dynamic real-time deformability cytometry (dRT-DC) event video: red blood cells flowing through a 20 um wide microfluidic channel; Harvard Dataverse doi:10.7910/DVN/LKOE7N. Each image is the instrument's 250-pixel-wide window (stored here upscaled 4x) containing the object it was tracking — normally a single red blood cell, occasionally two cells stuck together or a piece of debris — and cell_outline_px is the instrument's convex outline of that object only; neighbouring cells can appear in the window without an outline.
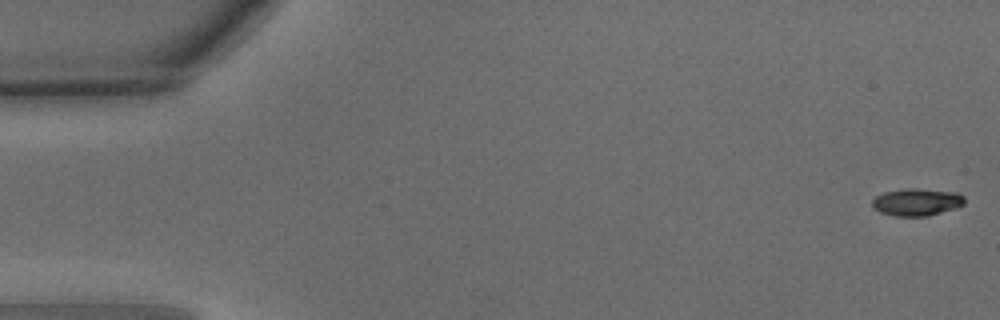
{"species": "common noctule bat (a hibernating species)", "species_latin": "Nyctalus noctula", "temperature_condition": "warm", "stored_images_in_passage": 51, "segment_of_instrument_passage": [1, 2], "camera_frame_rate_fps": 3000, "um_per_image_px": 0.085, "animal": {"sex": "male", "body_mass_g": 15.6}, "frame": {"image": 1, "passage_image": 1, "time_ms": 0.0, "image_size_px": [1000, 320], "cell_outline_px": [[964, 204], [956, 208], [928, 216], [896, 216], [880, 212], [872, 208], [872, 200], [876, 196], [884, 192], [908, 188], [916, 188], [956, 192], [964, 196]], "centroid_in_image_um": [77.92, 17.17], "position_along_channel_um": 7.1, "area_um2": 14.74}}
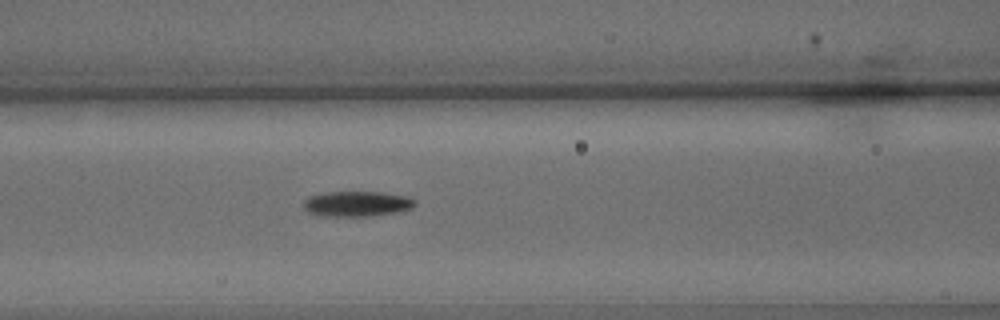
{"frame": {"image": 2, "passage_image": 21, "time_ms": 6.667, "image_size_px": [1000, 320], "cell_outline_px": [[416, 204], [412, 208], [396, 212], [372, 216], [324, 216], [308, 212], [304, 208], [304, 200], [308, 196], [324, 192], [384, 192], [412, 196], [416, 200]], "centroid_in_image_um": [30.38, 17.31], "position_along_channel_um": 136.2, "area_um2": 16.7}}
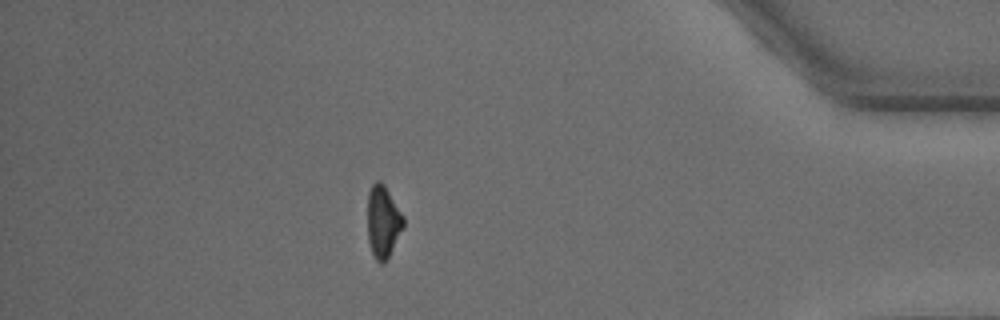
{"frame": {"image": 3, "passage_image": 44, "time_ms": 14.333, "image_size_px": [1000, 320], "cell_outline_px": [[404, 224], [388, 260], [384, 264], [380, 264], [376, 260], [372, 252], [368, 240], [368, 192], [372, 184], [376, 180], [380, 180], [384, 184], [404, 216]], "centroid_in_image_um": [32.56, 18.85], "position_along_channel_um": 402.6, "area_um2": 15.2}}